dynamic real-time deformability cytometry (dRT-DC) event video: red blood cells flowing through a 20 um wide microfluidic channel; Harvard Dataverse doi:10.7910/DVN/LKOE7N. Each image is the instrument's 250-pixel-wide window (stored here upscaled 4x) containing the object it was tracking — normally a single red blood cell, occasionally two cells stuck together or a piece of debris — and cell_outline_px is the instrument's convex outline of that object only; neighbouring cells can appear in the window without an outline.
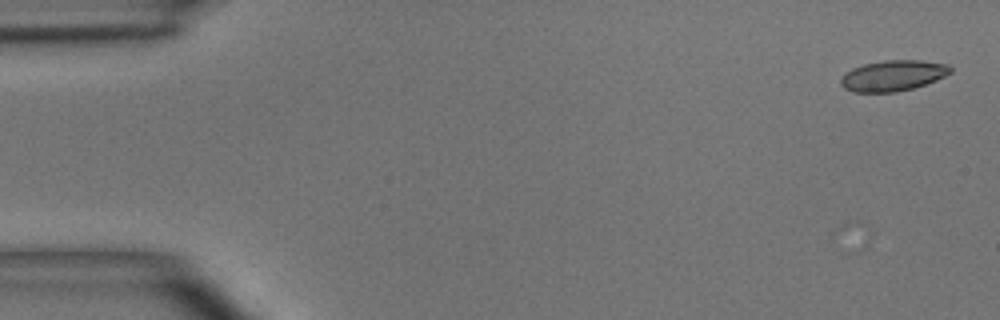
{"species": "common noctule bat (a hibernating species)", "species_latin": "Nyctalus noctula", "temperature_condition": "room temperature", "stored_images_in_passage": 5, "camera_frame_rate_fps": 3000, "um_per_image_px": 0.085, "animal": {"sex": "male", "body_mass_g": 15.6}, "frame": {"image": 1, "passage_image": 1, "time_ms": 0.0, "image_size_px": [1000, 320], "cell_outline_px": [[952, 72], [936, 80], [912, 88], [896, 92], [852, 92], [844, 88], [840, 84], [840, 80], [852, 68], [864, 64], [884, 60], [920, 60], [948, 64], [952, 68]], "centroid_in_image_um": [75.91, 6.42], "position_along_channel_um": 9.1, "area_um2": 19.54}}